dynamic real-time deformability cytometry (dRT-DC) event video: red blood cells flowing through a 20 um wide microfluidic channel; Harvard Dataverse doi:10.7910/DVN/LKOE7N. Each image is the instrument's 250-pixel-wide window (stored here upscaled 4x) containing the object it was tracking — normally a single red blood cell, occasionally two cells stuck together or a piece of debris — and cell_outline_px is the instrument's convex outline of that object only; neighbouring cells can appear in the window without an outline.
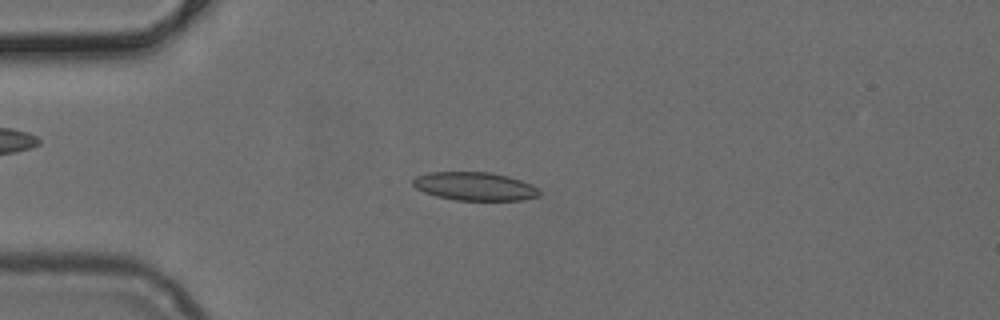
{"species": "common noctule bat (a hibernating species)", "species_latin": "Nyctalus noctula", "temperature_condition": "cold", "stored_images_in_passage": 49, "camera_frame_rate_fps": 3000, "um_per_image_px": 0.085, "animal": {"sex": "female", "body_mass_g": 24.6, "forearm_length_mm": 56.2}, "frame": {"image": 1, "passage_image": 12, "time_ms": 3.667, "image_size_px": [1000, 320], "cell_outline_px": [[540, 196], [520, 200], [456, 200], [436, 196], [424, 192], [416, 188], [412, 184], [412, 180], [416, 176], [428, 172], [488, 172], [508, 176], [532, 184], [540, 192]], "centroid_in_image_um": [40.33, 15.83], "position_along_channel_um": 44.7, "area_um2": 20.87}}
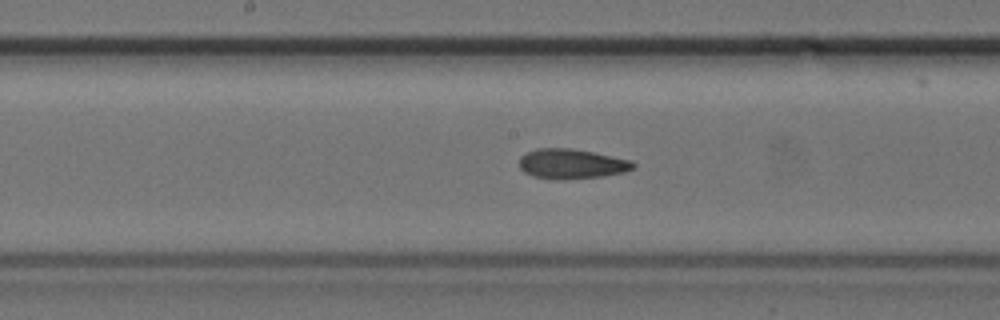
{"frame": {"image": 2, "passage_image": 25, "time_ms": 8.0, "image_size_px": [1000, 320], "cell_outline_px": [[636, 164], [632, 168], [624, 172], [600, 176], [564, 180], [560, 180], [532, 176], [524, 172], [520, 168], [520, 156], [536, 148], [572, 148], [632, 160]], "centroid_in_image_um": [48.56, 13.92], "position_along_channel_um": 199.6, "area_um2": 19.77}}
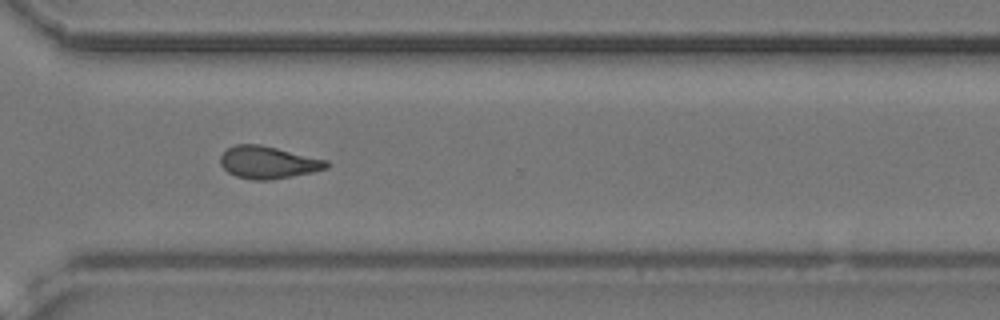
{"frame": {"image": 3, "passage_image": 36, "time_ms": 11.667, "image_size_px": [1000, 320], "cell_outline_px": [[328, 168], [312, 172], [272, 180], [252, 180], [236, 176], [228, 172], [220, 164], [220, 156], [228, 148], [236, 144], [260, 144], [328, 160]], "centroid_in_image_um": [22.78, 13.8], "position_along_channel_um": 347.8, "area_um2": 20.0}}